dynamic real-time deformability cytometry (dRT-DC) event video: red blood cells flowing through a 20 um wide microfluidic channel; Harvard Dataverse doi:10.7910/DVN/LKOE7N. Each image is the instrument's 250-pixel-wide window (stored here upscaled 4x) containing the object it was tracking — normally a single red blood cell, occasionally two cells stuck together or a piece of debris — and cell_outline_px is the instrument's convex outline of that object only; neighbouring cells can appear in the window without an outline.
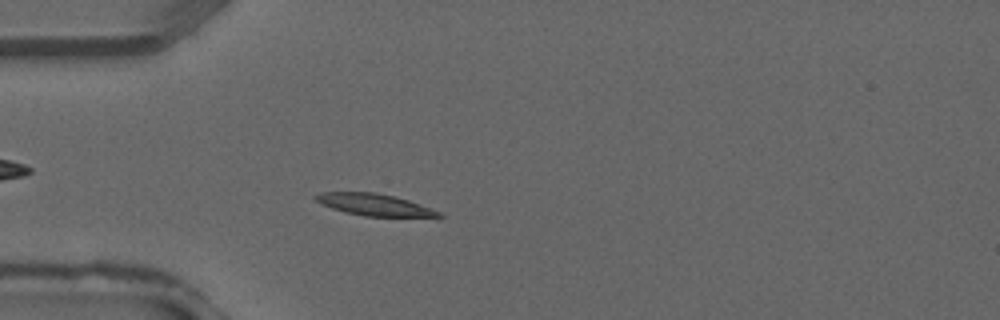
{"species": "common noctule bat (a hibernating species)", "species_latin": "Nyctalus noctula", "temperature_condition": "warm", "stored_images_in_passage": 35, "camera_frame_rate_fps": 3000, "um_per_image_px": 0.085, "animal": {"sex": "male", "forearm_length_mm": 52.5}, "frame": {"image": 1, "passage_image": 8, "time_ms": 2.333, "image_size_px": [1000, 320], "cell_outline_px": [[444, 216], [364, 216], [344, 212], [320, 204], [312, 196], [320, 192], [376, 192], [408, 200], [432, 208], [440, 212]], "centroid_in_image_um": [31.75, 17.39], "position_along_channel_um": 53.3, "area_um2": 15.49}}
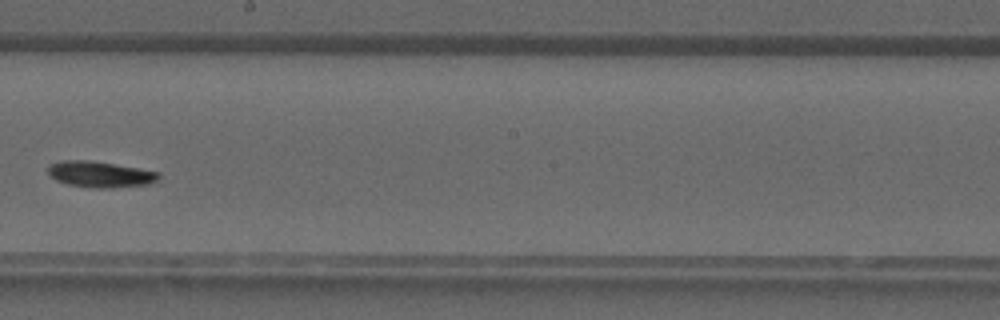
{"frame": {"image": 2, "passage_image": 19, "time_ms": 6.0, "image_size_px": [1000, 320], "cell_outline_px": [[160, 176], [156, 180], [148, 184], [112, 188], [96, 188], [68, 184], [56, 180], [48, 172], [48, 164], [60, 160], [88, 160], [160, 172]], "centroid_in_image_um": [8.48, 14.81], "position_along_channel_um": 239.7, "area_um2": 16.59}}
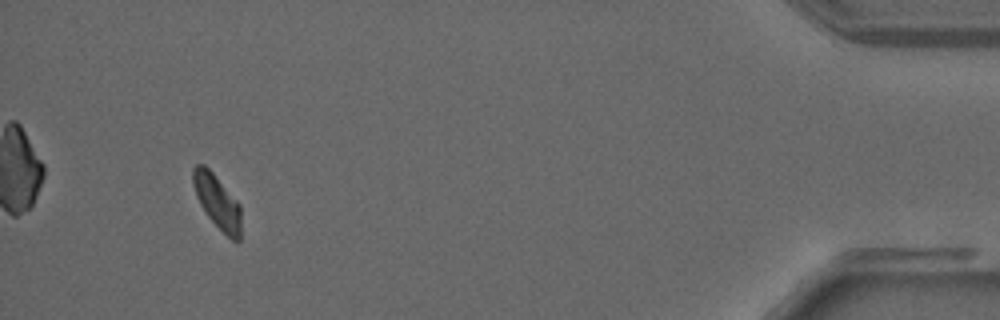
{"frame": {"image": 3, "passage_image": 33, "time_ms": 10.667, "image_size_px": [1000, 320], "cell_outline_px": [[240, 240], [232, 240], [208, 216], [200, 204], [196, 196], [192, 184], [192, 168], [196, 164], [204, 164], [212, 172], [240, 204]], "centroid_in_image_um": [18.44, 17.09], "position_along_channel_um": 416.8, "area_um2": 14.8}}